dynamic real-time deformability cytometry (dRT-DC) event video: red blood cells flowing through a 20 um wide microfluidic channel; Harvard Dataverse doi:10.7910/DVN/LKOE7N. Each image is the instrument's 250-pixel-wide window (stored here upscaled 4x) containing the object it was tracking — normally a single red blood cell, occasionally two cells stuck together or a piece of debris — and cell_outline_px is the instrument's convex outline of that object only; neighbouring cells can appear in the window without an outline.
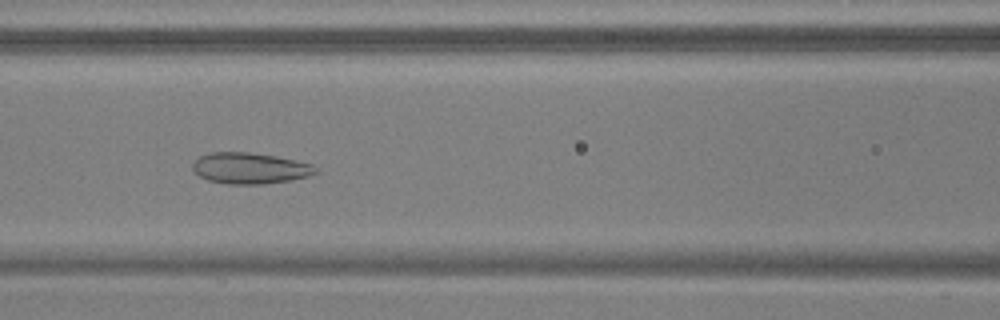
{"species": "common noctule bat (a hibernating species)", "species_latin": "Nyctalus noctula", "temperature_condition": "warm", "stored_images_in_passage": 53, "camera_frame_rate_fps": 3000, "um_per_image_px": 0.085, "animal": {"sex": "male", "body_mass_g": 17.9, "forearm_length_mm": 54.2}, "frame": {"image": 1, "passage_image": 23, "time_ms": 7.333, "image_size_px": [1000, 320], "cell_outline_px": [[320, 172], [308, 176], [288, 180], [264, 184], [228, 184], [208, 180], [200, 176], [192, 168], [192, 164], [200, 156], [212, 152], [248, 152], [276, 156], [312, 164]], "centroid_in_image_um": [21.25, 14.3], "position_along_channel_um": 145.3, "area_um2": 22.14}}
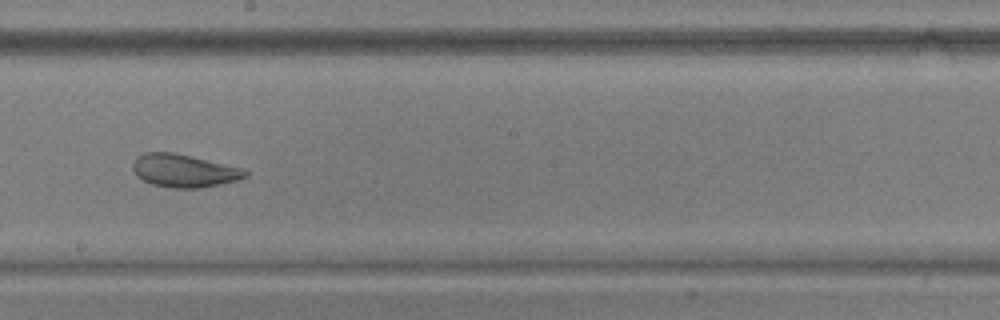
{"frame": {"image": 2, "passage_image": 30, "time_ms": 9.667, "image_size_px": [1000, 320], "cell_outline_px": [[248, 176], [240, 180], [200, 188], [172, 188], [152, 184], [136, 176], [132, 168], [132, 164], [136, 156], [144, 152], [172, 152], [192, 156], [244, 168], [248, 172]], "centroid_in_image_um": [15.65, 14.5], "position_along_channel_um": 232.6, "area_um2": 21.85}}
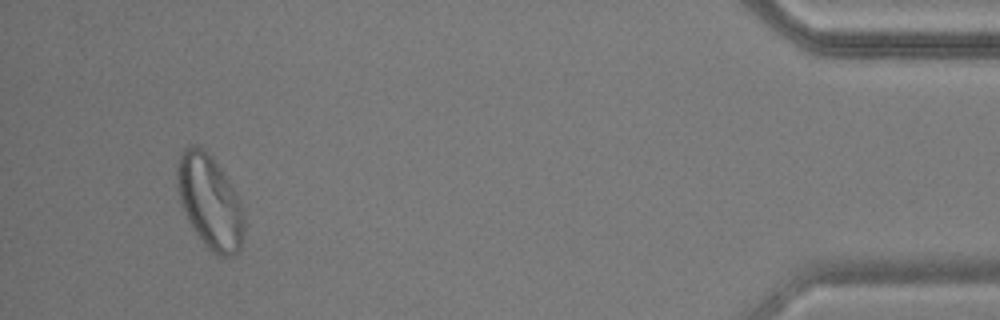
{"frame": {"image": 3, "passage_image": 50, "time_ms": 16.333, "image_size_px": [1000, 320], "cell_outline_px": [[244, 236], [240, 248], [232, 256], [220, 256], [212, 252], [208, 248], [192, 228], [180, 204], [176, 188], [176, 168], [180, 152], [188, 144], [196, 144], [208, 152], [220, 168], [236, 192], [240, 200], [244, 216]], "centroid_in_image_um": [17.81, 17.12], "position_along_channel_um": 417.4, "area_um2": 36.88}}